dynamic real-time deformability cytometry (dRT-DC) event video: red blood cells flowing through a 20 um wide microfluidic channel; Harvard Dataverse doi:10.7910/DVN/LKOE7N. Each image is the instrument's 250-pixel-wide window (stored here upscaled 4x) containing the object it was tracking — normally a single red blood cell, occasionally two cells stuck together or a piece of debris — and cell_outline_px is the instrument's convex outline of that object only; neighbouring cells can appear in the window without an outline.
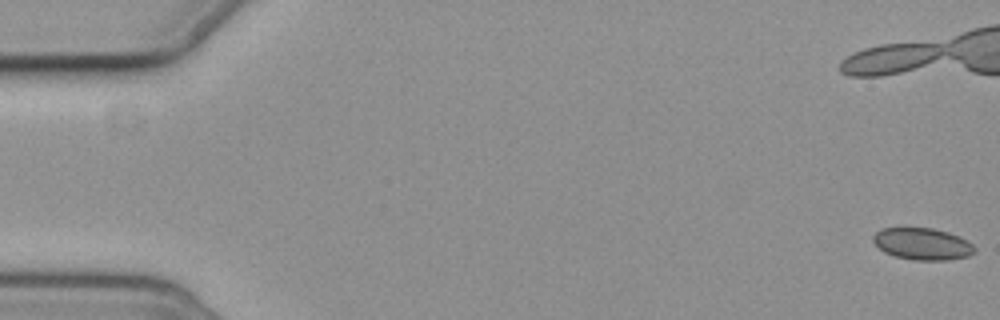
{"species": "common noctule bat (a hibernating species)", "species_latin": "Nyctalus noctula", "temperature_condition": "cold", "stored_images_in_passage": 5, "camera_frame_rate_fps": 3000, "um_per_image_px": 0.085, "animal": {"sex": "female", "body_mass_g": 19.3, "forearm_length_mm": 54.1}, "frame": {"image": 1, "passage_image": 1, "time_ms": 0.0, "image_size_px": [1000, 320], "cell_outline_px": [[976, 252], [968, 256], [948, 260], [912, 260], [896, 256], [884, 252], [872, 240], [872, 236], [880, 228], [932, 228], [948, 232], [960, 236], [972, 244], [976, 248]], "centroid_in_image_um": [78.42, 20.73], "position_along_channel_um": 6.6, "area_um2": 18.9}}